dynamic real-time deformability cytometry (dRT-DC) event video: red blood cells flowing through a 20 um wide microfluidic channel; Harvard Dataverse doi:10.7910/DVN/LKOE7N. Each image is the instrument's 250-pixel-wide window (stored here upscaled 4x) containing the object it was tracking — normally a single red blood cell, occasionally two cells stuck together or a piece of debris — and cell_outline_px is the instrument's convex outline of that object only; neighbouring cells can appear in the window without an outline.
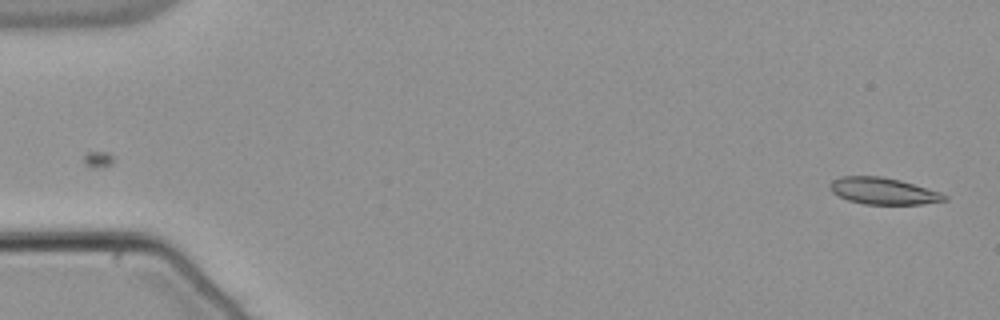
{"species": "common noctule bat (a hibernating species)", "species_latin": "Nyctalus noctula", "temperature_condition": "warm", "stored_images_in_passage": 53, "camera_frame_rate_fps": 3000, "um_per_image_px": 0.085, "animal": {"sex": "male", "body_mass_g": 21.5, "forearm_length_mm": 52.0}, "frame": {"image": 1, "passage_image": 1, "time_ms": 0.0, "image_size_px": [1000, 320], "cell_outline_px": [[948, 200], [920, 204], [864, 204], [848, 200], [832, 192], [828, 188], [832, 180], [840, 176], [884, 176], [900, 180], [940, 192], [948, 196]], "centroid_in_image_um": [75.06, 16.23], "position_along_channel_um": 9.9, "area_um2": 17.8}}
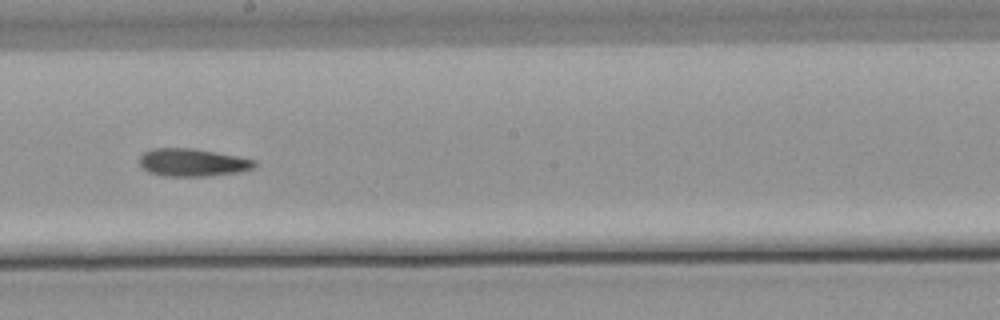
{"frame": {"image": 2, "passage_image": 30, "time_ms": 9.667, "image_size_px": [1000, 320], "cell_outline_px": [[256, 168], [240, 172], [208, 176], [164, 176], [148, 172], [140, 164], [140, 156], [144, 152], [152, 148], [192, 148], [216, 152], [256, 160]], "centroid_in_image_um": [16.39, 13.81], "position_along_channel_um": 231.8, "area_um2": 18.67}}
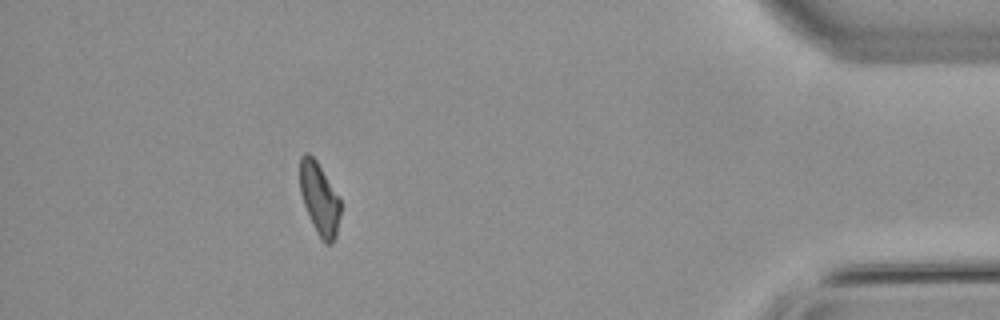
{"frame": {"image": 3, "passage_image": 48, "time_ms": 15.667, "image_size_px": [1000, 320], "cell_outline_px": [[340, 216], [336, 236], [332, 244], [324, 244], [316, 232], [304, 204], [300, 192], [300, 156], [304, 152], [308, 152], [316, 160], [340, 196]], "centroid_in_image_um": [27.16, 16.89], "position_along_channel_um": 408.0, "area_um2": 17.22}}